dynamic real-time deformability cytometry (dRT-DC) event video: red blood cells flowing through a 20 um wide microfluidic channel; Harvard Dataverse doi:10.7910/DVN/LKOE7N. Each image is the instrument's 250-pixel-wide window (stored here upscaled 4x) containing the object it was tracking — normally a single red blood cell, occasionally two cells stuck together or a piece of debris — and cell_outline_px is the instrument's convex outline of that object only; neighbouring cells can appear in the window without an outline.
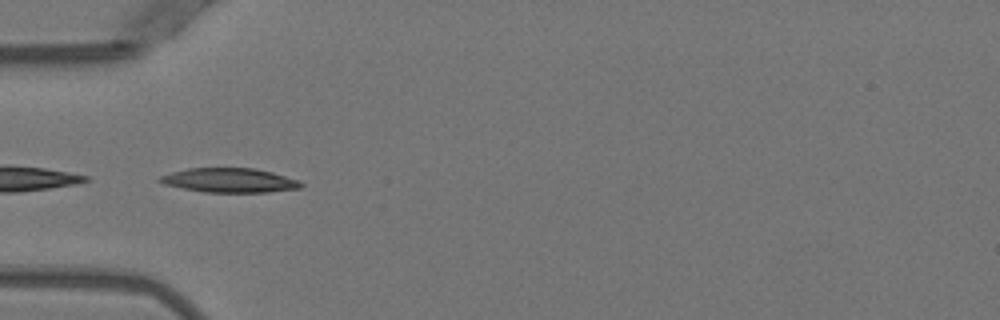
{"species": "Egyptian fruit bat (a non-hibernating species)", "species_latin": "Rousettus aegyptiacus", "temperature_condition": "warm", "stored_images_in_passage": 14, "camera_frame_rate_fps": 3000, "um_per_image_px": 0.085, "animal": {"sex": "female"}, "frame": {"image": 1, "passage_image": 5, "time_ms": 1.333, "image_size_px": [1000, 320], "cell_outline_px": [[304, 184], [300, 188], [268, 192], [204, 192], [164, 184], [156, 180], [160, 176], [172, 172], [188, 168], [256, 168], [272, 172], [300, 180]], "centroid_in_image_um": [19.53, 15.32], "position_along_channel_um": 65.5, "area_um2": 20.0}}
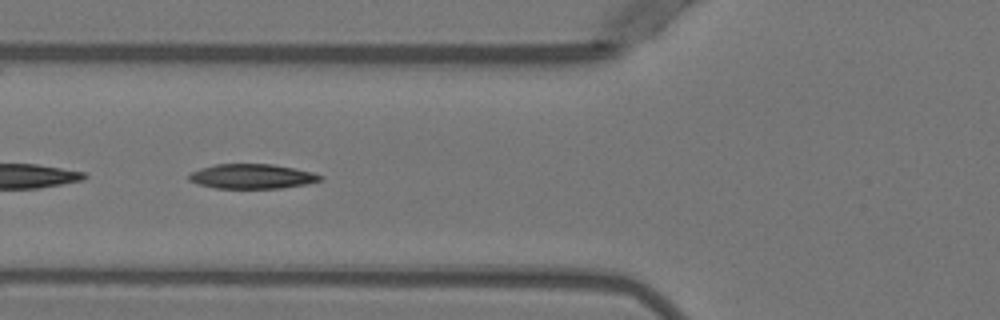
{"frame": {"image": 2, "passage_image": 8, "time_ms": 2.333, "image_size_px": [1000, 320], "cell_outline_px": [[324, 176], [320, 180], [304, 184], [280, 188], [216, 188], [196, 184], [188, 180], [188, 176], [192, 172], [200, 168], [216, 164], [272, 164], [312, 172]], "centroid_in_image_um": [21.37, 14.99], "position_along_channel_um": 104.4, "area_um2": 18.73}}